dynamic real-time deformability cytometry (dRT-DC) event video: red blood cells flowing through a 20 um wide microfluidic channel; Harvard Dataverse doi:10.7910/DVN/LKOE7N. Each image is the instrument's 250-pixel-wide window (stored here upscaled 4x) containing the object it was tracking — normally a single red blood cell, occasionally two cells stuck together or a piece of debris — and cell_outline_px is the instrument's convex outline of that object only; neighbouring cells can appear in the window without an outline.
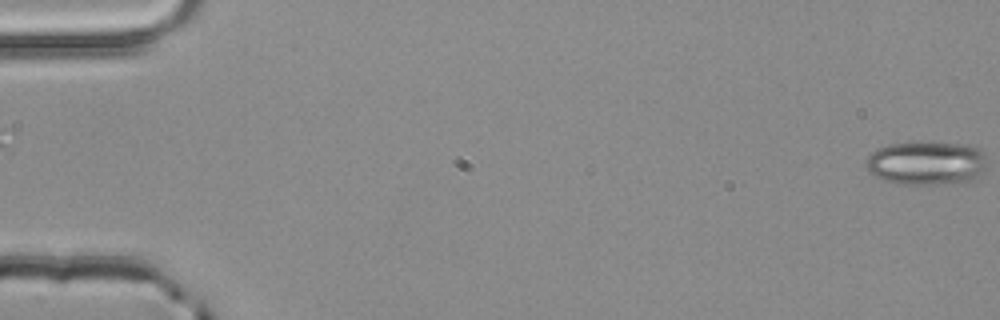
{"species": "common noctule bat (a hibernating species)", "species_latin": "Nyctalus noctula", "temperature_condition": "room temperature", "stored_images_in_passage": 4, "camera_frame_rate_fps": 3000, "um_per_image_px": 0.085, "animal": {"sex": "male", "body_mass_g": 20.4}, "frame": {"image": 1, "passage_image": 4, "time_ms": 1.0, "image_size_px": [1000, 320], "cell_outline_px": [[984, 168], [972, 180], [936, 184], [904, 184], [884, 180], [876, 176], [868, 168], [868, 156], [876, 148], [892, 144], [968, 144], [980, 148], [984, 152]], "centroid_in_image_um": [78.76, 13.87], "position_along_channel_um": 6.2, "area_um2": 29.77}}